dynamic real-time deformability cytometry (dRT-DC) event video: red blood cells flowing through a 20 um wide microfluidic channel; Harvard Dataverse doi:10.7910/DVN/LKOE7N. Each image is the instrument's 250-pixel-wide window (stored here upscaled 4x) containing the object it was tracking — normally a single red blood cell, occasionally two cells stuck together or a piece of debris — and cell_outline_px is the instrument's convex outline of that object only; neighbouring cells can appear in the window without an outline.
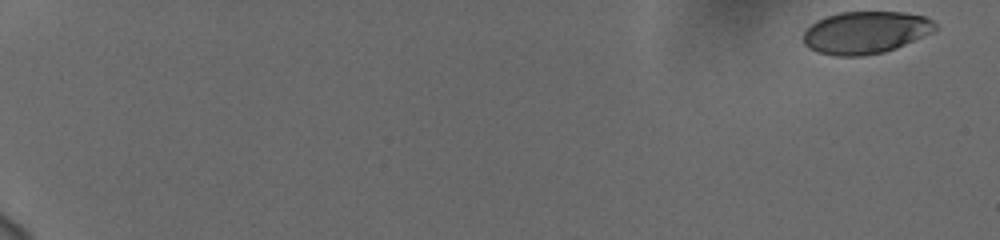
{"species": "human", "species_latin": "Homo sapiens", "temperature_condition": "cold", "stored_images_in_passage": 57, "camera_frame_rate_fps": 3000, "um_per_image_px": 0.085, "donor": {"sex": "female"}, "frame": {"image": 1, "passage_image": 1, "time_ms": 0.0, "image_size_px": [1000, 240], "cell_outline_px": [[940, 28], [936, 32], [896, 48], [884, 52], [860, 56], [836, 56], [816, 52], [808, 48], [804, 44], [804, 32], [816, 20], [840, 12], [904, 12], [924, 16], [932, 20]], "centroid_in_image_um": [73.62, 2.77], "position_along_channel_um": 11.4, "area_um2": 32.83}}
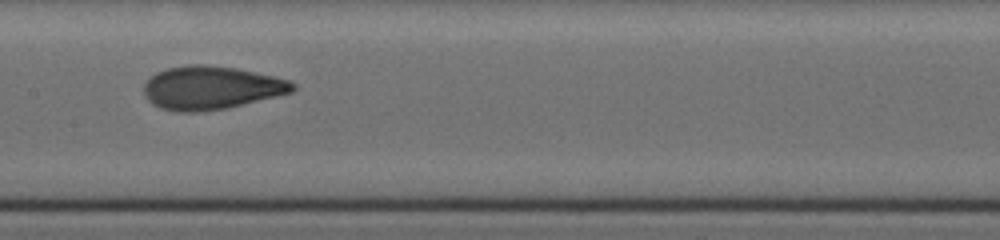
{"frame": {"image": 2, "passage_image": 32, "time_ms": 10.333, "image_size_px": [1000, 240], "cell_outline_px": [[296, 88], [292, 92], [228, 108], [196, 112], [176, 112], [160, 108], [152, 104], [144, 96], [144, 84], [148, 76], [156, 72], [168, 68], [188, 64], [204, 64], [236, 68], [272, 76], [288, 80], [296, 84]], "centroid_in_image_um": [17.9, 7.46], "position_along_channel_um": 189.5, "area_um2": 37.74}}
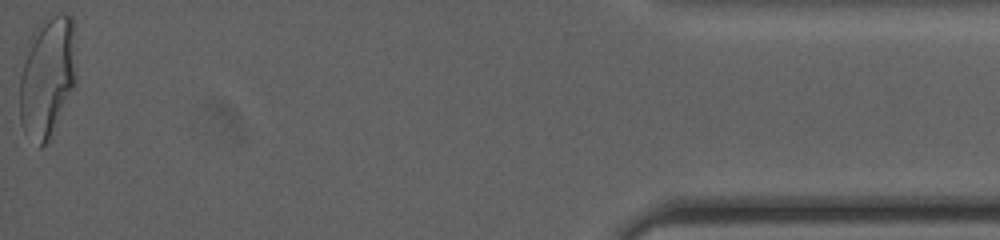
{"frame": {"image": 3, "passage_image": 57, "time_ms": 18.667, "image_size_px": [1000, 240], "cell_outline_px": [[76, 80], [48, 140], [40, 148], [24, 132], [20, 124], [20, 76], [28, 40], [40, 20], [56, 12], [60, 12], [72, 16]], "centroid_in_image_um": [3.99, 6.46], "position_along_channel_um": 431.2, "area_um2": 39.71}, "authors_computed_cell_mechanics": {"area_um2": 35.6048, "velocity_mm_per_s": 3.755, "shape_relaxation_time_tau1_ms": 5.1375, "shape_relaxation_time_tau2_ms": 0.9329, "deformation_change_tau1": 0.1823, "deformation_change_tau2": 0.0702}}